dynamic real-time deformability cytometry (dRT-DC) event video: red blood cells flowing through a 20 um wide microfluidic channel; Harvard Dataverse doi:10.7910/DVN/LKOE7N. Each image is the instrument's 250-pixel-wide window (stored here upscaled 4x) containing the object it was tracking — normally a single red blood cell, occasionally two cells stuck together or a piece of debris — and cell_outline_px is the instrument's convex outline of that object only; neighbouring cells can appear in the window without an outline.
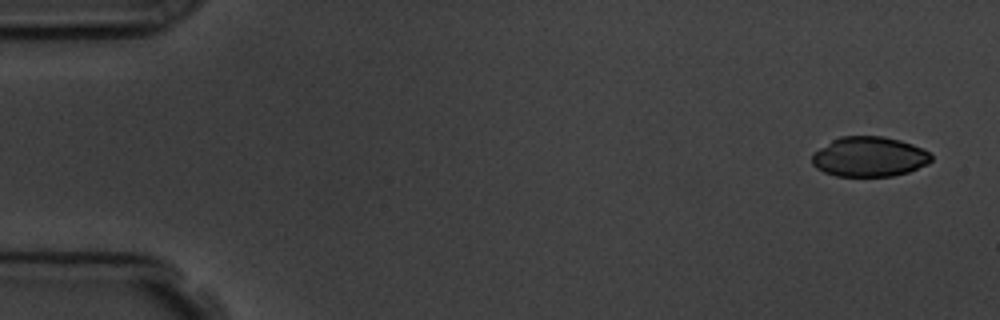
{"species": "common noctule bat (a hibernating species)", "species_latin": "Nyctalus noctula", "temperature_condition": "room temperature", "stored_images_in_passage": 6, "camera_frame_rate_fps": 3000, "um_per_image_px": 0.085, "animal": {"sex": "male", "body_mass_g": 19.5, "forearm_length_mm": 54.6}, "frame": {"image": 1, "passage_image": 1, "time_ms": 0.0, "image_size_px": [1000, 320], "cell_outline_px": [[932, 160], [928, 164], [908, 172], [892, 176], [836, 176], [824, 172], [816, 168], [812, 164], [812, 156], [820, 148], [832, 140], [840, 136], [880, 136], [900, 140], [924, 148], [932, 156]], "centroid_in_image_um": [73.9, 13.32], "position_along_channel_um": 11.1, "area_um2": 27.74}}